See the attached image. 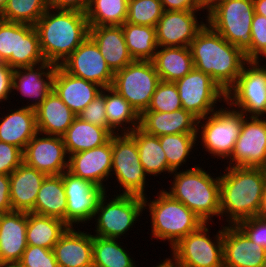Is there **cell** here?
<instances>
[{"instance_id": "11", "label": "cell", "mask_w": 266, "mask_h": 267, "mask_svg": "<svg viewBox=\"0 0 266 267\" xmlns=\"http://www.w3.org/2000/svg\"><path fill=\"white\" fill-rule=\"evenodd\" d=\"M0 61L12 69L45 62L34 25L0 19Z\"/></svg>"}, {"instance_id": "4", "label": "cell", "mask_w": 266, "mask_h": 267, "mask_svg": "<svg viewBox=\"0 0 266 267\" xmlns=\"http://www.w3.org/2000/svg\"><path fill=\"white\" fill-rule=\"evenodd\" d=\"M209 173L200 164L174 171L170 174L173 180L167 182L170 187L163 190L192 210L204 223L212 224L213 217H220V175Z\"/></svg>"}, {"instance_id": "24", "label": "cell", "mask_w": 266, "mask_h": 267, "mask_svg": "<svg viewBox=\"0 0 266 267\" xmlns=\"http://www.w3.org/2000/svg\"><path fill=\"white\" fill-rule=\"evenodd\" d=\"M27 212L2 213L0 219V262L17 264L27 248Z\"/></svg>"}, {"instance_id": "5", "label": "cell", "mask_w": 266, "mask_h": 267, "mask_svg": "<svg viewBox=\"0 0 266 267\" xmlns=\"http://www.w3.org/2000/svg\"><path fill=\"white\" fill-rule=\"evenodd\" d=\"M155 197L152 200L148 195L143 197V210L149 211V217L151 216L150 235L151 238L154 237L153 240L167 241L171 248L204 224L192 210L173 199L163 188L157 191Z\"/></svg>"}, {"instance_id": "56", "label": "cell", "mask_w": 266, "mask_h": 267, "mask_svg": "<svg viewBox=\"0 0 266 267\" xmlns=\"http://www.w3.org/2000/svg\"><path fill=\"white\" fill-rule=\"evenodd\" d=\"M199 1L206 9H208L217 0H199Z\"/></svg>"}, {"instance_id": "16", "label": "cell", "mask_w": 266, "mask_h": 267, "mask_svg": "<svg viewBox=\"0 0 266 267\" xmlns=\"http://www.w3.org/2000/svg\"><path fill=\"white\" fill-rule=\"evenodd\" d=\"M229 167L266 166V117H245L231 157Z\"/></svg>"}, {"instance_id": "35", "label": "cell", "mask_w": 266, "mask_h": 267, "mask_svg": "<svg viewBox=\"0 0 266 267\" xmlns=\"http://www.w3.org/2000/svg\"><path fill=\"white\" fill-rule=\"evenodd\" d=\"M129 135L136 141L139 159L148 177L151 175L152 177H158L157 175L161 176L168 173L170 178L172 171L168 167L166 155L159 138L145 133L139 127Z\"/></svg>"}, {"instance_id": "32", "label": "cell", "mask_w": 266, "mask_h": 267, "mask_svg": "<svg viewBox=\"0 0 266 267\" xmlns=\"http://www.w3.org/2000/svg\"><path fill=\"white\" fill-rule=\"evenodd\" d=\"M105 106L111 135L130 134L139 127L140 114L112 87L105 88Z\"/></svg>"}, {"instance_id": "51", "label": "cell", "mask_w": 266, "mask_h": 267, "mask_svg": "<svg viewBox=\"0 0 266 267\" xmlns=\"http://www.w3.org/2000/svg\"><path fill=\"white\" fill-rule=\"evenodd\" d=\"M90 0H48V5L56 10H75L86 13Z\"/></svg>"}, {"instance_id": "14", "label": "cell", "mask_w": 266, "mask_h": 267, "mask_svg": "<svg viewBox=\"0 0 266 267\" xmlns=\"http://www.w3.org/2000/svg\"><path fill=\"white\" fill-rule=\"evenodd\" d=\"M174 83L182 107L197 119L217 110L219 102H226V92L208 74L195 68Z\"/></svg>"}, {"instance_id": "26", "label": "cell", "mask_w": 266, "mask_h": 267, "mask_svg": "<svg viewBox=\"0 0 266 267\" xmlns=\"http://www.w3.org/2000/svg\"><path fill=\"white\" fill-rule=\"evenodd\" d=\"M198 119L184 108L173 112L143 111L139 128L153 136L197 133Z\"/></svg>"}, {"instance_id": "29", "label": "cell", "mask_w": 266, "mask_h": 267, "mask_svg": "<svg viewBox=\"0 0 266 267\" xmlns=\"http://www.w3.org/2000/svg\"><path fill=\"white\" fill-rule=\"evenodd\" d=\"M21 106L7 110V114L0 117V141L24 151L28 142L38 133V129L35 109Z\"/></svg>"}, {"instance_id": "1", "label": "cell", "mask_w": 266, "mask_h": 267, "mask_svg": "<svg viewBox=\"0 0 266 267\" xmlns=\"http://www.w3.org/2000/svg\"><path fill=\"white\" fill-rule=\"evenodd\" d=\"M265 184L264 168L224 167L223 173L220 172L219 221L225 219L224 225H236L258 216Z\"/></svg>"}, {"instance_id": "28", "label": "cell", "mask_w": 266, "mask_h": 267, "mask_svg": "<svg viewBox=\"0 0 266 267\" xmlns=\"http://www.w3.org/2000/svg\"><path fill=\"white\" fill-rule=\"evenodd\" d=\"M47 175L24 162L10 175V201L13 211L31 212Z\"/></svg>"}, {"instance_id": "57", "label": "cell", "mask_w": 266, "mask_h": 267, "mask_svg": "<svg viewBox=\"0 0 266 267\" xmlns=\"http://www.w3.org/2000/svg\"><path fill=\"white\" fill-rule=\"evenodd\" d=\"M7 0H0V13L2 12L3 8L5 7Z\"/></svg>"}, {"instance_id": "8", "label": "cell", "mask_w": 266, "mask_h": 267, "mask_svg": "<svg viewBox=\"0 0 266 267\" xmlns=\"http://www.w3.org/2000/svg\"><path fill=\"white\" fill-rule=\"evenodd\" d=\"M105 192L99 199L93 220L96 222L92 235L123 239L143 214V197ZM114 196V197H113ZM95 229V230H94ZM125 234V235H124ZM121 236H124L121 238Z\"/></svg>"}, {"instance_id": "2", "label": "cell", "mask_w": 266, "mask_h": 267, "mask_svg": "<svg viewBox=\"0 0 266 267\" xmlns=\"http://www.w3.org/2000/svg\"><path fill=\"white\" fill-rule=\"evenodd\" d=\"M194 68L208 74L225 92L237 81L248 62L245 53L230 44L208 23L191 41Z\"/></svg>"}, {"instance_id": "31", "label": "cell", "mask_w": 266, "mask_h": 267, "mask_svg": "<svg viewBox=\"0 0 266 267\" xmlns=\"http://www.w3.org/2000/svg\"><path fill=\"white\" fill-rule=\"evenodd\" d=\"M152 63L164 82L174 83L194 68L190 47H158Z\"/></svg>"}, {"instance_id": "53", "label": "cell", "mask_w": 266, "mask_h": 267, "mask_svg": "<svg viewBox=\"0 0 266 267\" xmlns=\"http://www.w3.org/2000/svg\"><path fill=\"white\" fill-rule=\"evenodd\" d=\"M253 3L255 13L266 17V0H253Z\"/></svg>"}, {"instance_id": "34", "label": "cell", "mask_w": 266, "mask_h": 267, "mask_svg": "<svg viewBox=\"0 0 266 267\" xmlns=\"http://www.w3.org/2000/svg\"><path fill=\"white\" fill-rule=\"evenodd\" d=\"M66 194L61 175H48L43 180L32 213L55 217L66 223Z\"/></svg>"}, {"instance_id": "33", "label": "cell", "mask_w": 266, "mask_h": 267, "mask_svg": "<svg viewBox=\"0 0 266 267\" xmlns=\"http://www.w3.org/2000/svg\"><path fill=\"white\" fill-rule=\"evenodd\" d=\"M111 134L103 127L85 122L78 116L62 136L68 156L85 150L101 146L110 138Z\"/></svg>"}, {"instance_id": "21", "label": "cell", "mask_w": 266, "mask_h": 267, "mask_svg": "<svg viewBox=\"0 0 266 267\" xmlns=\"http://www.w3.org/2000/svg\"><path fill=\"white\" fill-rule=\"evenodd\" d=\"M56 65L42 62L33 66L15 68L12 77V92L24 99L27 98L25 107L36 109L53 90V77ZM31 103H29V102Z\"/></svg>"}, {"instance_id": "40", "label": "cell", "mask_w": 266, "mask_h": 267, "mask_svg": "<svg viewBox=\"0 0 266 267\" xmlns=\"http://www.w3.org/2000/svg\"><path fill=\"white\" fill-rule=\"evenodd\" d=\"M129 0H90L86 17L89 26H121L127 19Z\"/></svg>"}, {"instance_id": "25", "label": "cell", "mask_w": 266, "mask_h": 267, "mask_svg": "<svg viewBox=\"0 0 266 267\" xmlns=\"http://www.w3.org/2000/svg\"><path fill=\"white\" fill-rule=\"evenodd\" d=\"M102 89L93 82L67 73L60 65L56 66L53 90L77 116Z\"/></svg>"}, {"instance_id": "38", "label": "cell", "mask_w": 266, "mask_h": 267, "mask_svg": "<svg viewBox=\"0 0 266 267\" xmlns=\"http://www.w3.org/2000/svg\"><path fill=\"white\" fill-rule=\"evenodd\" d=\"M120 241L122 240L93 235V267H137L135 263L138 262H135Z\"/></svg>"}, {"instance_id": "54", "label": "cell", "mask_w": 266, "mask_h": 267, "mask_svg": "<svg viewBox=\"0 0 266 267\" xmlns=\"http://www.w3.org/2000/svg\"><path fill=\"white\" fill-rule=\"evenodd\" d=\"M258 217L266 219V184L262 196L261 206L258 212Z\"/></svg>"}, {"instance_id": "39", "label": "cell", "mask_w": 266, "mask_h": 267, "mask_svg": "<svg viewBox=\"0 0 266 267\" xmlns=\"http://www.w3.org/2000/svg\"><path fill=\"white\" fill-rule=\"evenodd\" d=\"M158 138L165 152L168 167L172 172L178 171L180 168L183 170V165L189 162L188 158L193 157L191 152L195 151L196 147L199 146L197 133L162 135Z\"/></svg>"}, {"instance_id": "6", "label": "cell", "mask_w": 266, "mask_h": 267, "mask_svg": "<svg viewBox=\"0 0 266 267\" xmlns=\"http://www.w3.org/2000/svg\"><path fill=\"white\" fill-rule=\"evenodd\" d=\"M220 106L211 114L198 119L197 142L212 158H220L222 163L223 159L225 162L231 157L246 116L227 102Z\"/></svg>"}, {"instance_id": "37", "label": "cell", "mask_w": 266, "mask_h": 267, "mask_svg": "<svg viewBox=\"0 0 266 267\" xmlns=\"http://www.w3.org/2000/svg\"><path fill=\"white\" fill-rule=\"evenodd\" d=\"M121 26L133 60L152 61L158 49L156 28L128 22H124Z\"/></svg>"}, {"instance_id": "43", "label": "cell", "mask_w": 266, "mask_h": 267, "mask_svg": "<svg viewBox=\"0 0 266 267\" xmlns=\"http://www.w3.org/2000/svg\"><path fill=\"white\" fill-rule=\"evenodd\" d=\"M183 108L175 83L160 81L147 110L155 112H173Z\"/></svg>"}, {"instance_id": "19", "label": "cell", "mask_w": 266, "mask_h": 267, "mask_svg": "<svg viewBox=\"0 0 266 267\" xmlns=\"http://www.w3.org/2000/svg\"><path fill=\"white\" fill-rule=\"evenodd\" d=\"M200 13L201 11H164L155 27L158 47H190L191 41L206 24L203 17L198 19V16H202Z\"/></svg>"}, {"instance_id": "44", "label": "cell", "mask_w": 266, "mask_h": 267, "mask_svg": "<svg viewBox=\"0 0 266 267\" xmlns=\"http://www.w3.org/2000/svg\"><path fill=\"white\" fill-rule=\"evenodd\" d=\"M252 43L245 52L248 61H262L266 58V17L254 14L251 24ZM262 58L264 59H261Z\"/></svg>"}, {"instance_id": "27", "label": "cell", "mask_w": 266, "mask_h": 267, "mask_svg": "<svg viewBox=\"0 0 266 267\" xmlns=\"http://www.w3.org/2000/svg\"><path fill=\"white\" fill-rule=\"evenodd\" d=\"M89 37L97 44L113 72L134 61L126 45L122 26H89Z\"/></svg>"}, {"instance_id": "58", "label": "cell", "mask_w": 266, "mask_h": 267, "mask_svg": "<svg viewBox=\"0 0 266 267\" xmlns=\"http://www.w3.org/2000/svg\"><path fill=\"white\" fill-rule=\"evenodd\" d=\"M1 267H19L17 264H2Z\"/></svg>"}, {"instance_id": "13", "label": "cell", "mask_w": 266, "mask_h": 267, "mask_svg": "<svg viewBox=\"0 0 266 267\" xmlns=\"http://www.w3.org/2000/svg\"><path fill=\"white\" fill-rule=\"evenodd\" d=\"M159 82L160 78L152 61L134 60L123 69L114 72L111 87L141 114L149 107Z\"/></svg>"}, {"instance_id": "23", "label": "cell", "mask_w": 266, "mask_h": 267, "mask_svg": "<svg viewBox=\"0 0 266 267\" xmlns=\"http://www.w3.org/2000/svg\"><path fill=\"white\" fill-rule=\"evenodd\" d=\"M68 227L54 245L53 252L59 267H93L92 231Z\"/></svg>"}, {"instance_id": "55", "label": "cell", "mask_w": 266, "mask_h": 267, "mask_svg": "<svg viewBox=\"0 0 266 267\" xmlns=\"http://www.w3.org/2000/svg\"><path fill=\"white\" fill-rule=\"evenodd\" d=\"M152 267H176V264L168 257L164 258L163 262H158L157 265H152Z\"/></svg>"}, {"instance_id": "22", "label": "cell", "mask_w": 266, "mask_h": 267, "mask_svg": "<svg viewBox=\"0 0 266 267\" xmlns=\"http://www.w3.org/2000/svg\"><path fill=\"white\" fill-rule=\"evenodd\" d=\"M266 250L251 241L237 225L223 224L224 267H261Z\"/></svg>"}, {"instance_id": "50", "label": "cell", "mask_w": 266, "mask_h": 267, "mask_svg": "<svg viewBox=\"0 0 266 267\" xmlns=\"http://www.w3.org/2000/svg\"><path fill=\"white\" fill-rule=\"evenodd\" d=\"M14 69L8 64L0 63V104L9 101L12 93V77Z\"/></svg>"}, {"instance_id": "52", "label": "cell", "mask_w": 266, "mask_h": 267, "mask_svg": "<svg viewBox=\"0 0 266 267\" xmlns=\"http://www.w3.org/2000/svg\"><path fill=\"white\" fill-rule=\"evenodd\" d=\"M13 211L10 201V178L9 175L0 173V213Z\"/></svg>"}, {"instance_id": "10", "label": "cell", "mask_w": 266, "mask_h": 267, "mask_svg": "<svg viewBox=\"0 0 266 267\" xmlns=\"http://www.w3.org/2000/svg\"><path fill=\"white\" fill-rule=\"evenodd\" d=\"M113 176L120 187L114 194L146 196L148 175L140 162L136 141L129 134L112 135L111 178Z\"/></svg>"}, {"instance_id": "41", "label": "cell", "mask_w": 266, "mask_h": 267, "mask_svg": "<svg viewBox=\"0 0 266 267\" xmlns=\"http://www.w3.org/2000/svg\"><path fill=\"white\" fill-rule=\"evenodd\" d=\"M48 8V0H7L0 19L35 25Z\"/></svg>"}, {"instance_id": "3", "label": "cell", "mask_w": 266, "mask_h": 267, "mask_svg": "<svg viewBox=\"0 0 266 267\" xmlns=\"http://www.w3.org/2000/svg\"><path fill=\"white\" fill-rule=\"evenodd\" d=\"M46 62L59 66L89 36L86 14L48 8L34 25Z\"/></svg>"}, {"instance_id": "30", "label": "cell", "mask_w": 266, "mask_h": 267, "mask_svg": "<svg viewBox=\"0 0 266 267\" xmlns=\"http://www.w3.org/2000/svg\"><path fill=\"white\" fill-rule=\"evenodd\" d=\"M39 133L62 137L77 115L52 90L35 109Z\"/></svg>"}, {"instance_id": "59", "label": "cell", "mask_w": 266, "mask_h": 267, "mask_svg": "<svg viewBox=\"0 0 266 267\" xmlns=\"http://www.w3.org/2000/svg\"><path fill=\"white\" fill-rule=\"evenodd\" d=\"M261 267H266V257Z\"/></svg>"}, {"instance_id": "9", "label": "cell", "mask_w": 266, "mask_h": 267, "mask_svg": "<svg viewBox=\"0 0 266 267\" xmlns=\"http://www.w3.org/2000/svg\"><path fill=\"white\" fill-rule=\"evenodd\" d=\"M221 225L213 238L209 234L210 224L204 223L171 247L172 257L169 258L176 267H224L223 223Z\"/></svg>"}, {"instance_id": "48", "label": "cell", "mask_w": 266, "mask_h": 267, "mask_svg": "<svg viewBox=\"0 0 266 267\" xmlns=\"http://www.w3.org/2000/svg\"><path fill=\"white\" fill-rule=\"evenodd\" d=\"M247 237L266 250V219L258 216L244 219L236 224Z\"/></svg>"}, {"instance_id": "17", "label": "cell", "mask_w": 266, "mask_h": 267, "mask_svg": "<svg viewBox=\"0 0 266 267\" xmlns=\"http://www.w3.org/2000/svg\"><path fill=\"white\" fill-rule=\"evenodd\" d=\"M60 66L67 73L93 82L102 88L112 86L114 72L107 65L97 44L89 36Z\"/></svg>"}, {"instance_id": "7", "label": "cell", "mask_w": 266, "mask_h": 267, "mask_svg": "<svg viewBox=\"0 0 266 267\" xmlns=\"http://www.w3.org/2000/svg\"><path fill=\"white\" fill-rule=\"evenodd\" d=\"M253 0H217L203 15L215 31L244 53L251 47Z\"/></svg>"}, {"instance_id": "42", "label": "cell", "mask_w": 266, "mask_h": 267, "mask_svg": "<svg viewBox=\"0 0 266 267\" xmlns=\"http://www.w3.org/2000/svg\"><path fill=\"white\" fill-rule=\"evenodd\" d=\"M163 12L161 0H129L126 22L156 27Z\"/></svg>"}, {"instance_id": "49", "label": "cell", "mask_w": 266, "mask_h": 267, "mask_svg": "<svg viewBox=\"0 0 266 267\" xmlns=\"http://www.w3.org/2000/svg\"><path fill=\"white\" fill-rule=\"evenodd\" d=\"M164 11H202L207 9L199 0H161Z\"/></svg>"}, {"instance_id": "47", "label": "cell", "mask_w": 266, "mask_h": 267, "mask_svg": "<svg viewBox=\"0 0 266 267\" xmlns=\"http://www.w3.org/2000/svg\"><path fill=\"white\" fill-rule=\"evenodd\" d=\"M23 163V151L12 145L0 141V173L10 175Z\"/></svg>"}, {"instance_id": "20", "label": "cell", "mask_w": 266, "mask_h": 267, "mask_svg": "<svg viewBox=\"0 0 266 267\" xmlns=\"http://www.w3.org/2000/svg\"><path fill=\"white\" fill-rule=\"evenodd\" d=\"M111 168L112 136L101 146L69 155L67 171L92 182L108 193V187L111 186L106 182L111 179Z\"/></svg>"}, {"instance_id": "18", "label": "cell", "mask_w": 266, "mask_h": 267, "mask_svg": "<svg viewBox=\"0 0 266 267\" xmlns=\"http://www.w3.org/2000/svg\"><path fill=\"white\" fill-rule=\"evenodd\" d=\"M69 156L63 138L37 133L23 151V162L48 175H61L68 169Z\"/></svg>"}, {"instance_id": "46", "label": "cell", "mask_w": 266, "mask_h": 267, "mask_svg": "<svg viewBox=\"0 0 266 267\" xmlns=\"http://www.w3.org/2000/svg\"><path fill=\"white\" fill-rule=\"evenodd\" d=\"M78 117L85 122L103 127L109 132L105 106V88L79 113Z\"/></svg>"}, {"instance_id": "15", "label": "cell", "mask_w": 266, "mask_h": 267, "mask_svg": "<svg viewBox=\"0 0 266 267\" xmlns=\"http://www.w3.org/2000/svg\"><path fill=\"white\" fill-rule=\"evenodd\" d=\"M62 178L67 201L66 224L69 227L86 228L85 224L94 218L98 201L105 191L68 171L62 173Z\"/></svg>"}, {"instance_id": "12", "label": "cell", "mask_w": 266, "mask_h": 267, "mask_svg": "<svg viewBox=\"0 0 266 267\" xmlns=\"http://www.w3.org/2000/svg\"><path fill=\"white\" fill-rule=\"evenodd\" d=\"M261 62L248 61L226 92V102L246 117H266V64Z\"/></svg>"}, {"instance_id": "36", "label": "cell", "mask_w": 266, "mask_h": 267, "mask_svg": "<svg viewBox=\"0 0 266 267\" xmlns=\"http://www.w3.org/2000/svg\"><path fill=\"white\" fill-rule=\"evenodd\" d=\"M69 226L61 219L27 213V245L52 249Z\"/></svg>"}, {"instance_id": "45", "label": "cell", "mask_w": 266, "mask_h": 267, "mask_svg": "<svg viewBox=\"0 0 266 267\" xmlns=\"http://www.w3.org/2000/svg\"><path fill=\"white\" fill-rule=\"evenodd\" d=\"M19 267H59L52 249L27 245L20 261Z\"/></svg>"}]
</instances>
